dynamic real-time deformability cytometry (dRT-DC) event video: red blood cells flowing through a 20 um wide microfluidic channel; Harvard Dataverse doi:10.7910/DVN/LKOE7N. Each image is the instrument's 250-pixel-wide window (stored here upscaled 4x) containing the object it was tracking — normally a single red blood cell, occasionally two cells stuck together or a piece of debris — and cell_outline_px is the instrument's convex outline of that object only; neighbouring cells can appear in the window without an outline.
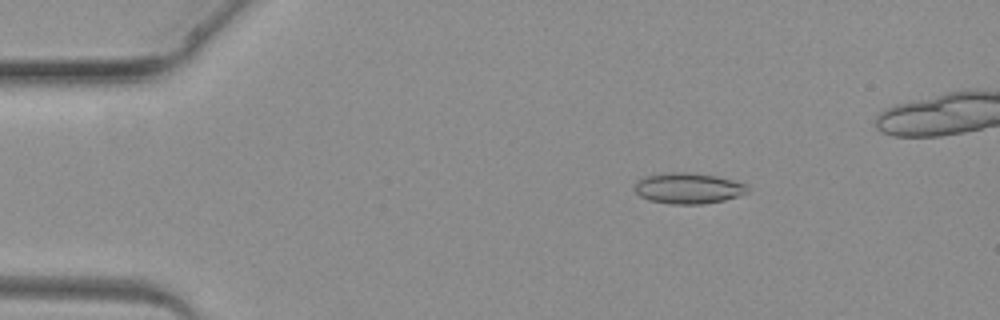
{"species": "common noctule bat (a hibernating species)", "species_latin": "Nyctalus noctula", "temperature_condition": "warm", "stored_images_in_passage": 4, "camera_frame_rate_fps": 3000, "um_per_image_px": 0.085, "animal": {"sex": "female", "body_mass_g": 19.3, "forearm_length_mm": 54.1}, "frame": {"image": 1, "passage_image": 2, "time_ms": 1.333, "image_size_px": [1000, 320], "cell_outline_px": [[748, 192], [724, 200], [704, 204], [672, 204], [648, 200], [640, 196], [636, 192], [636, 180], [648, 176], [672, 172], [684, 172], [716, 176], [748, 184]], "centroid_in_image_um": [58.51, 16.01], "position_along_channel_um": 26.5, "area_um2": 20.06}}